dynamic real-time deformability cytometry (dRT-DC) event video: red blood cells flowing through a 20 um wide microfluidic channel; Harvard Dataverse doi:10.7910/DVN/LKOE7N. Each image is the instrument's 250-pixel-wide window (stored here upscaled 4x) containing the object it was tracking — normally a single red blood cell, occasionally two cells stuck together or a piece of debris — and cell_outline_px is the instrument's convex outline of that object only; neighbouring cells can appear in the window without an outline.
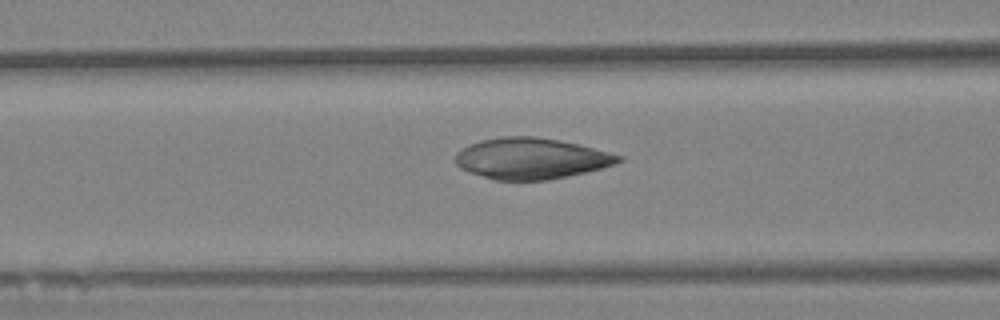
{"species": "Egyptian fruit bat (a non-hibernating species)", "species_latin": "Rousettus aegyptiacus", "temperature_condition": "warm", "stored_images_in_passage": 52, "camera_frame_rate_fps": 3000, "um_per_image_px": 0.085, "animal": {"sex": "female"}, "frame": {"image": 1, "passage_image": 16, "time_ms": 5.0, "image_size_px": [1000, 320], "cell_outline_px": [[624, 160], [616, 164], [584, 172], [548, 180], [492, 180], [468, 172], [460, 168], [456, 164], [456, 152], [460, 148], [480, 140], [504, 136], [532, 136], [560, 140], [624, 156]], "centroid_in_image_um": [45.11, 13.47], "position_along_channel_um": 121.5, "area_um2": 39.02}}
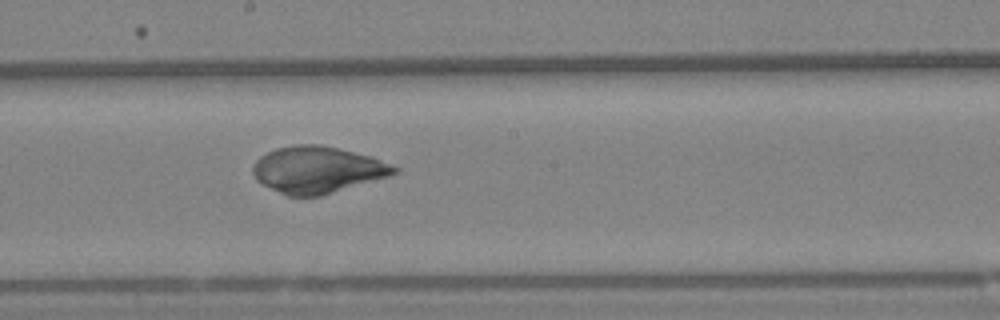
{"frame": {"image": 2, "passage_image": 25, "time_ms": 8.0, "image_size_px": [1000, 320], "cell_outline_px": [[400, 172], [388, 176], [320, 196], [288, 196], [256, 180], [252, 172], [252, 168], [256, 160], [260, 156], [276, 148], [296, 144], [320, 144], [372, 156], [392, 164], [400, 168]], "centroid_in_image_um": [27.0, 14.41], "position_along_channel_um": 221.2, "area_um2": 38.32}}
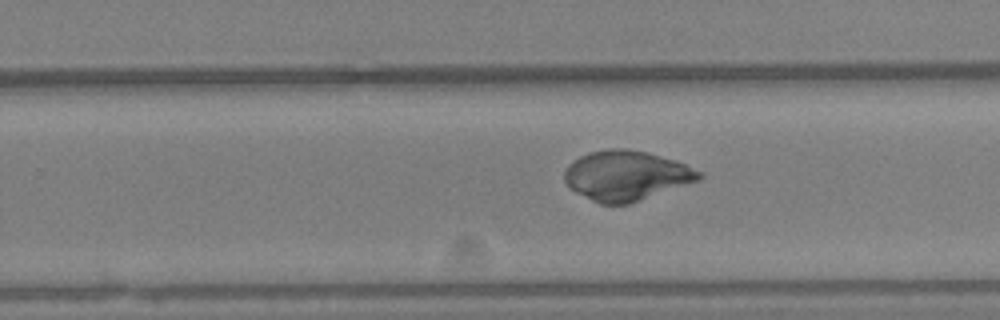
{"frame": {"image": 3, "passage_image": 30, "time_ms": 9.667, "image_size_px": [1000, 320], "cell_outline_px": [[704, 176], [700, 180], [632, 204], [600, 204], [576, 192], [564, 180], [564, 172], [568, 164], [572, 160], [588, 152], [608, 148], [624, 148], [648, 152], [676, 160], [704, 172]], "centroid_in_image_um": [53.27, 14.92], "position_along_channel_um": 276.5, "area_um2": 39.59}}